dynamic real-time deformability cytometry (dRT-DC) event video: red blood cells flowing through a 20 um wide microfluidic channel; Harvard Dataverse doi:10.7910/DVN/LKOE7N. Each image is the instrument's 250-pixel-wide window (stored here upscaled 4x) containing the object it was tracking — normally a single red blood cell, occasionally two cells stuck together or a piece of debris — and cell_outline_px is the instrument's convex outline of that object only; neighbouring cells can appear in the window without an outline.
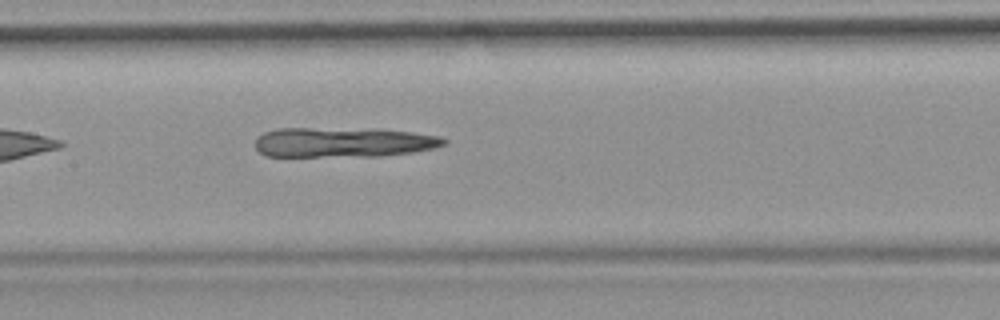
{"species": "common noctule bat (a hibernating species)", "species_latin": "Nyctalus noctula", "temperature_condition": "room temperature", "stored_images_in_passage": 30, "camera_frame_rate_fps": 3000, "um_per_image_px": 0.085, "animal": {"sex": "female", "body_mass_g": 19.9}, "frame": {"image": 1, "passage_image": 13, "time_ms": 4.0, "image_size_px": [1000, 320], "cell_outline_px": [[448, 144], [436, 148], [412, 152], [380, 156], [264, 156], [256, 148], [256, 136], [264, 132], [276, 128], [308, 128], [412, 132], [440, 136], [448, 140]], "centroid_in_image_um": [29.15, 12.11], "position_along_channel_um": 178.2, "area_um2": 32.43}}